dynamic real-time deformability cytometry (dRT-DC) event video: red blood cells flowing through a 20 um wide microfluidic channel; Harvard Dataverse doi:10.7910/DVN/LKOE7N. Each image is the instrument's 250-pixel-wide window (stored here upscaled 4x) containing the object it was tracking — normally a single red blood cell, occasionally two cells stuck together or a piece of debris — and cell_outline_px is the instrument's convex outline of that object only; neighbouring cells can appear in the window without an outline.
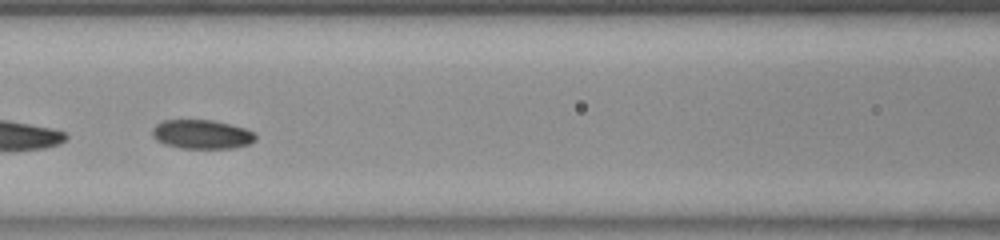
{"species": "common noctule bat (a hibernating species)", "species_latin": "Nyctalus noctula", "temperature_condition": "room temperature", "stored_images_in_passage": 15, "camera_frame_rate_fps": 3000, "um_per_image_px": 0.085, "animal": {"sex": "female", "body_mass_g": 23.0, "forearm_length_mm": 53.4}, "frame": {"image": 1, "passage_image": 9, "time_ms": 2.667, "image_size_px": [1000, 240], "cell_outline_px": [[256, 140], [248, 144], [232, 148], [180, 148], [164, 144], [156, 140], [152, 136], [152, 128], [156, 124], [164, 120], [212, 120], [244, 128], [256, 132]], "centroid_in_image_um": [17.14, 11.42], "position_along_channel_um": 149.5, "area_um2": 17.51}}